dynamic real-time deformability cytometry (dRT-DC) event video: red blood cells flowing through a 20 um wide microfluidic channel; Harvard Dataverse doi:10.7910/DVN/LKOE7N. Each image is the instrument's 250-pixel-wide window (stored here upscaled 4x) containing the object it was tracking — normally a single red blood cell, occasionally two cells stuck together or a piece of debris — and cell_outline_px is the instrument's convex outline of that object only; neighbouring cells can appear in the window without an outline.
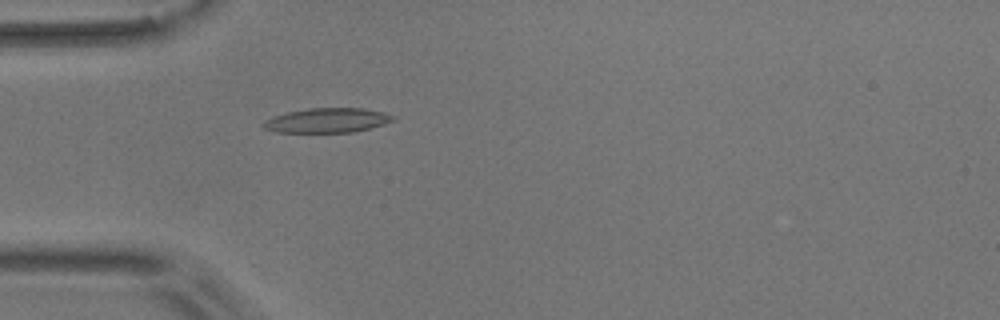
{"species": "common noctule bat (a hibernating species)", "species_latin": "Nyctalus noctula", "temperature_condition": "room temperature", "stored_images_in_passage": 1, "camera_frame_rate_fps": 3000, "um_per_image_px": 0.085, "animal": {"sex": "male", "body_mass_g": 17.9}, "frame": {"image": 1, "passage_image": 1, "time_ms": 0.0, "image_size_px": [1000, 320], "cell_outline_px": [[396, 120], [384, 124], [352, 132], [276, 132], [264, 128], [260, 124], [264, 120], [272, 116], [288, 112], [308, 108], [364, 108], [384, 112], [396, 116]], "centroid_in_image_um": [27.81, 10.22], "position_along_channel_um": 57.2, "area_um2": 18.67}}